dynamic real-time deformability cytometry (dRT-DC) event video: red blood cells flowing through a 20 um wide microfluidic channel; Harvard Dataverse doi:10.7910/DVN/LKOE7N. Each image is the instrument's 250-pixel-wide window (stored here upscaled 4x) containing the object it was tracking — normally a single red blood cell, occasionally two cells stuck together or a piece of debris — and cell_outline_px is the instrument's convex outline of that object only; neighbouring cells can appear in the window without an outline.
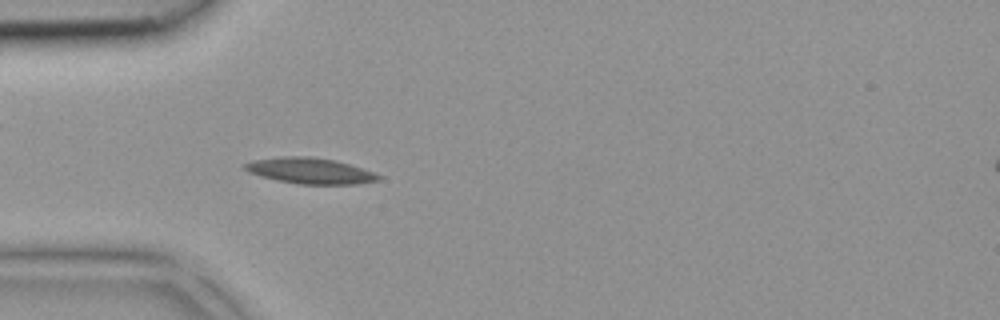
{"species": "common noctule bat (a hibernating species)", "species_latin": "Nyctalus noctula", "temperature_condition": "room temperature", "stored_images_in_passage": 39, "camera_frame_rate_fps": 3000, "um_per_image_px": 0.085, "animal": {"sex": "female", "body_mass_g": 18.4}, "frame": {"image": 1, "passage_image": 10, "time_ms": 3.0, "image_size_px": [1000, 320], "cell_outline_px": [[384, 176], [380, 180], [360, 184], [300, 184], [276, 180], [260, 176], [248, 172], [244, 168], [244, 164], [256, 160], [284, 156], [312, 156], [336, 160]], "centroid_in_image_um": [26.39, 14.52], "position_along_channel_um": 58.6, "area_um2": 20.11}}
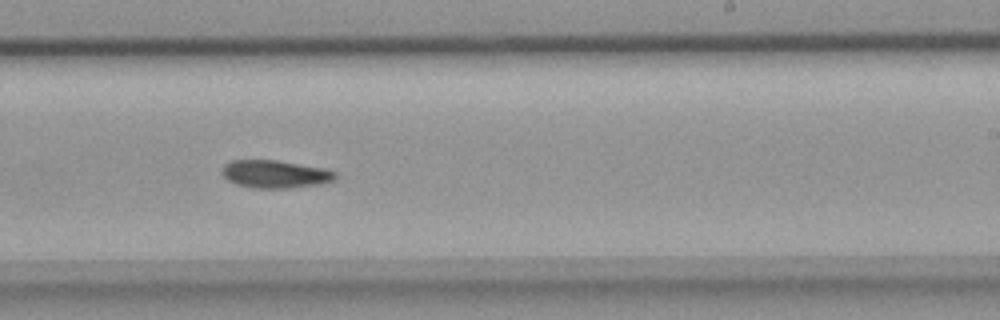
{"frame": {"image": 2, "passage_image": 23, "time_ms": 7.333, "image_size_px": [1000, 320], "cell_outline_px": [[336, 180], [320, 184], [284, 188], [256, 188], [236, 184], [228, 180], [220, 172], [220, 168], [224, 164], [232, 160], [276, 160], [324, 168], [336, 172]], "centroid_in_image_um": [23.36, 14.79], "position_along_channel_um": 265.6, "area_um2": 18.38}}
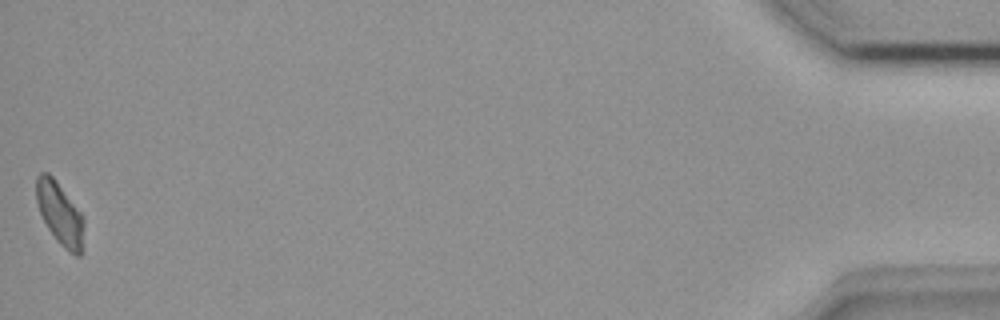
{"frame": {"image": 3, "passage_image": 39, "time_ms": 12.667, "image_size_px": [1000, 320], "cell_outline_px": [[84, 224], [80, 256], [76, 256], [68, 252], [56, 240], [48, 228], [40, 212], [36, 200], [36, 176], [40, 172], [48, 172], [56, 180], [84, 216]], "centroid_in_image_um": [5.09, 18.14], "position_along_channel_um": 430.1, "area_um2": 17.34}}